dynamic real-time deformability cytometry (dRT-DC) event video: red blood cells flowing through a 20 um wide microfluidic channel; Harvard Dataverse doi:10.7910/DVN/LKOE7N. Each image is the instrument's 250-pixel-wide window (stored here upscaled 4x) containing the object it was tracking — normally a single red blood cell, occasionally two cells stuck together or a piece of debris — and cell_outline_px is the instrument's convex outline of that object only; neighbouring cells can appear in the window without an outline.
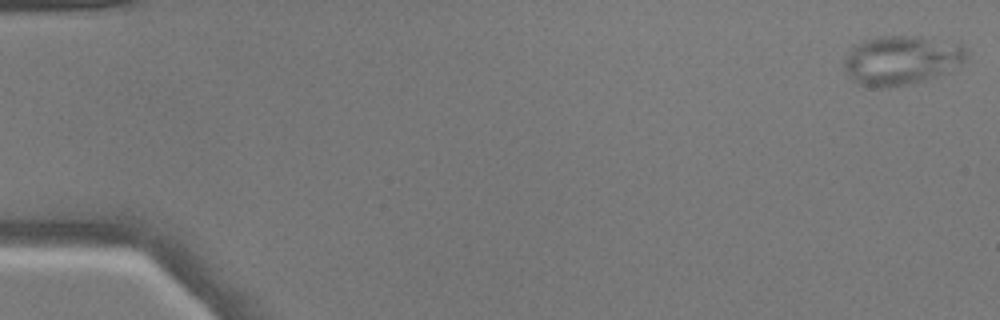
{"species": "common noctule bat (a hibernating species)", "species_latin": "Nyctalus noctula", "temperature_condition": "warm", "stored_images_in_passage": 13, "camera_frame_rate_fps": 3000, "um_per_image_px": 0.085, "animal": {"sex": "male", "body_mass_g": 17.9}, "frame": {"image": 1, "passage_image": 1, "time_ms": 0.0, "image_size_px": [1000, 320], "cell_outline_px": [[968, 56], [960, 64], [932, 76], [908, 84], [888, 88], [880, 88], [860, 84], [852, 80], [848, 76], [844, 68], [844, 60], [852, 44], [864, 40], [880, 36], [920, 36], [960, 40], [964, 44], [968, 52]], "centroid_in_image_um": [76.63, 5.06], "position_along_channel_um": 8.4, "area_um2": 35.49}}